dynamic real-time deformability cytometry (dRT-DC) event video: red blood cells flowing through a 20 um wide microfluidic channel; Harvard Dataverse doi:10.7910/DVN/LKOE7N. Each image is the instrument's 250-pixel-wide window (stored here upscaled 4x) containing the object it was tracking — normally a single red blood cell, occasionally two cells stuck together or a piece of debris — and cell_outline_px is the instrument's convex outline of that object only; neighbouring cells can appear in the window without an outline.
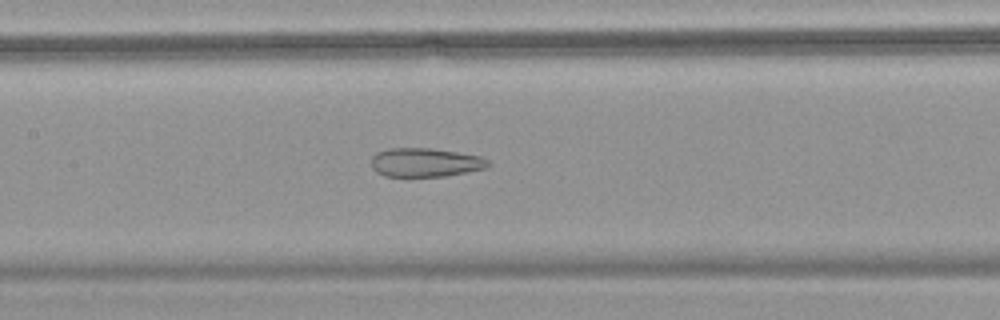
{"species": "common noctule bat (a hibernating species)", "species_latin": "Nyctalus noctula", "temperature_condition": "warm", "stored_images_in_passage": 57, "camera_frame_rate_fps": 3000, "um_per_image_px": 0.085, "animal": {"sex": "female", "body_mass_g": 18.4}, "frame": {"image": 1, "passage_image": 28, "time_ms": 9.0, "image_size_px": [1000, 320], "cell_outline_px": [[492, 164], [488, 168], [444, 176], [384, 176], [376, 172], [372, 168], [372, 156], [376, 152], [388, 148], [432, 148], [480, 156], [488, 160]], "centroid_in_image_um": [36.15, 13.8], "position_along_channel_um": 171.2, "area_um2": 19.71}}
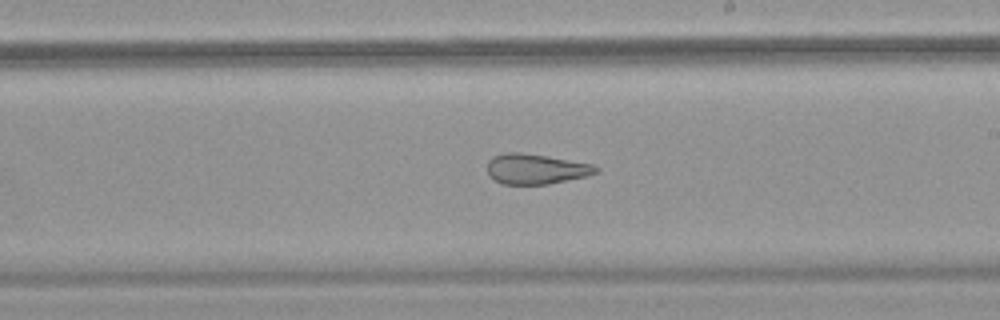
{"frame": {"image": 2, "passage_image": 34, "time_ms": 11.0, "image_size_px": [1000, 320], "cell_outline_px": [[600, 172], [588, 176], [548, 184], [504, 184], [488, 176], [488, 160], [492, 156], [504, 152], [520, 152], [548, 156], [592, 164], [600, 168]], "centroid_in_image_um": [45.56, 14.35], "position_along_channel_um": 243.4, "area_um2": 19.31}}
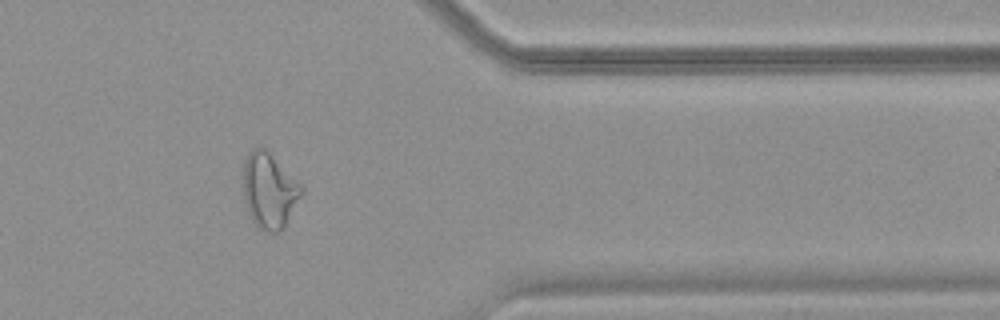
{"frame": {"image": 3, "passage_image": 47, "time_ms": 15.333, "image_size_px": [1000, 320], "cell_outline_px": [[304, 192], [284, 228], [280, 232], [272, 232], [260, 228], [248, 216], [244, 200], [244, 160], [248, 152], [252, 148], [260, 144], [304, 188]], "centroid_in_image_um": [22.88, 16.21], "position_along_channel_um": 388.5, "area_um2": 25.55}, "authors_computed_cell_mechanics": {"area_um2": 26.8192, "velocity_mm_per_s": 3.6316, "shape_relaxation_time_tau1_ms": null, "shape_relaxation_time_tau2_ms": 1.9325, "deformation_change_tau1": null, "deformation_change_tau2": 0.1039}}